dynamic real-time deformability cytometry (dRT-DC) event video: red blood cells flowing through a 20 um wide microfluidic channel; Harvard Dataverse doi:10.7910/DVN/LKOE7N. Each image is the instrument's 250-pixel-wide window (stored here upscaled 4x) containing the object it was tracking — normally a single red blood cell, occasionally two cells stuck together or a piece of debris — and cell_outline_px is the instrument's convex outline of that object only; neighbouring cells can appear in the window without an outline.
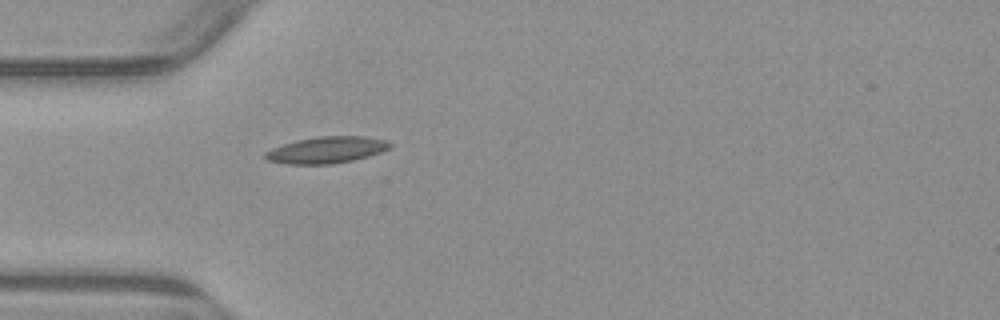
{"species": "common noctule bat (a hibernating species)", "species_latin": "Nyctalus noctula", "temperature_condition": "warm", "stored_images_in_passage": 3, "camera_frame_rate_fps": 3000, "um_per_image_px": 0.085, "animal": {"sex": "male", "body_mass_g": 23.1, "forearm_length_mm": 52.7}, "frame": {"image": 1, "passage_image": 3, "time_ms": 2.333, "image_size_px": [1000, 320], "cell_outline_px": [[392, 148], [368, 156], [352, 160], [332, 164], [284, 164], [268, 160], [264, 156], [264, 152], [272, 148], [296, 140], [320, 136], [364, 136], [388, 140], [392, 144]], "centroid_in_image_um": [27.78, 12.74], "position_along_channel_um": 57.2, "area_um2": 19.36}}